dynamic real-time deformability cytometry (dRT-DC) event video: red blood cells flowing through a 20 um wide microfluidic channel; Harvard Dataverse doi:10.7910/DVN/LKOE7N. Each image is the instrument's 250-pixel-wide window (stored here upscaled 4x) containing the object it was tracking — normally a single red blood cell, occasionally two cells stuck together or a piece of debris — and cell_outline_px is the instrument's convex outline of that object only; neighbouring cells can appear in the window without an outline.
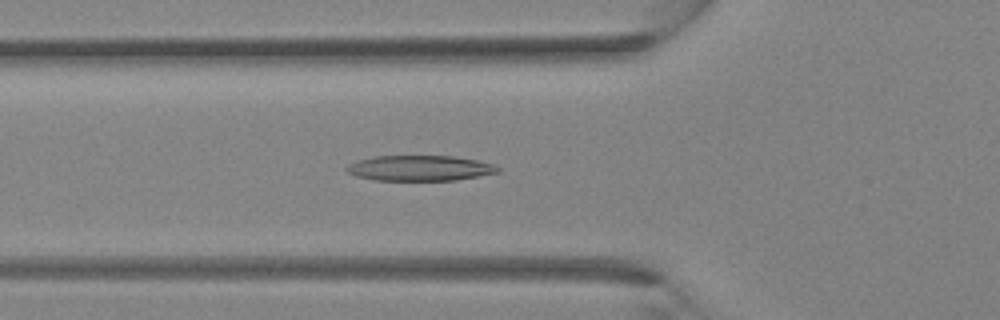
{"species": "Egyptian fruit bat (a non-hibernating species)", "species_latin": "Rousettus aegyptiacus", "temperature_condition": "room temperature", "stored_images_in_passage": 28, "camera_frame_rate_fps": 3000, "um_per_image_px": 0.085, "animal": {"sex": "female"}, "frame": {"image": 1, "passage_image": 3, "time_ms": 0.667, "image_size_px": [1000, 320], "cell_outline_px": [[500, 172], [456, 180], [372, 180], [356, 176], [348, 172], [344, 168], [348, 164], [360, 160], [376, 156], [456, 156], [476, 160], [492, 164], [500, 168]], "centroid_in_image_um": [35.68, 14.29], "position_along_channel_um": 90.1, "area_um2": 22.31}}
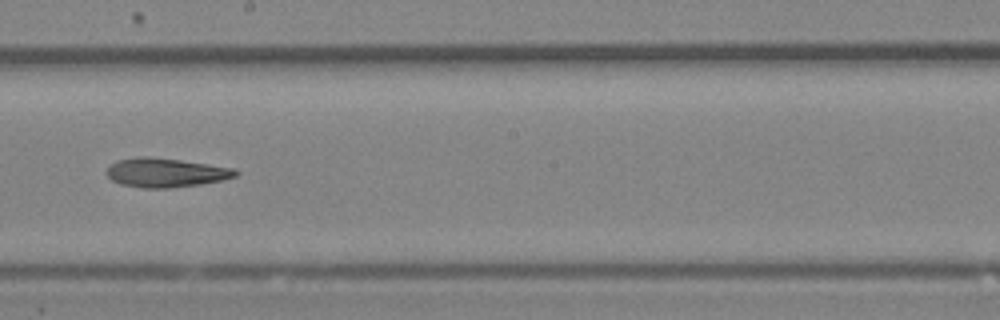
{"frame": {"image": 2, "passage_image": 11, "time_ms": 3.333, "image_size_px": [1000, 320], "cell_outline_px": [[240, 172], [236, 176], [220, 180], [200, 184], [168, 188], [140, 188], [120, 184], [112, 180], [108, 176], [108, 168], [116, 160], [140, 156], [148, 156], [180, 160], [236, 168]], "centroid_in_image_um": [14.09, 14.67], "position_along_channel_um": 234.1, "area_um2": 21.79}}
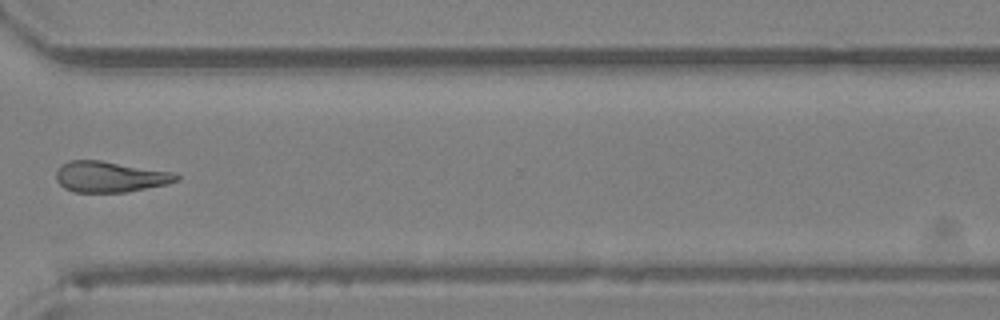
{"frame": {"image": 3, "passage_image": 18, "time_ms": 5.667, "image_size_px": [1000, 320], "cell_outline_px": [[180, 180], [168, 184], [124, 192], [72, 192], [64, 188], [56, 180], [56, 172], [60, 164], [68, 160], [100, 160], [172, 172], [180, 176]], "centroid_in_image_um": [9.32, 15.02], "position_along_channel_um": 361.3, "area_um2": 21.68}}